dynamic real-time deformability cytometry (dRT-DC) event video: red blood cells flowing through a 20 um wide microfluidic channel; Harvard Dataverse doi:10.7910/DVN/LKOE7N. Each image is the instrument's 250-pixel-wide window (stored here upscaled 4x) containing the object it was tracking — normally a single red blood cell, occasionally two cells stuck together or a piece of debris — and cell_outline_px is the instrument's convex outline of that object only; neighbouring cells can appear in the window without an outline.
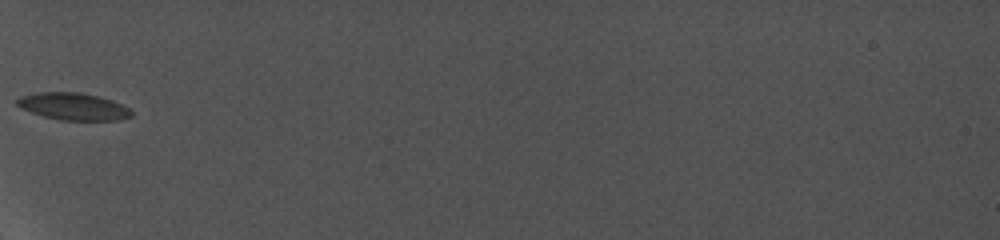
{"species": "common noctule bat (a hibernating species)", "species_latin": "Nyctalus noctula", "temperature_condition": "cold", "stored_images_in_passage": 5, "camera_frame_rate_fps": 5000, "um_per_image_px": 0.085, "animal": {"sex": "female", "body_mass_g": 19.0, "forearm_length_mm": 56.7}, "frame": {"image": 1, "passage_image": 1, "time_ms": 0.0, "image_size_px": [1000, 240], "cell_outline_px": [[132, 116], [120, 120], [60, 120], [44, 116], [20, 108], [16, 104], [16, 100], [20, 96], [40, 92], [80, 92], [112, 100], [128, 108], [132, 112]], "centroid_in_image_um": [6.21, 9.05], "position_along_channel_um": 78.8, "area_um2": 17.98}}
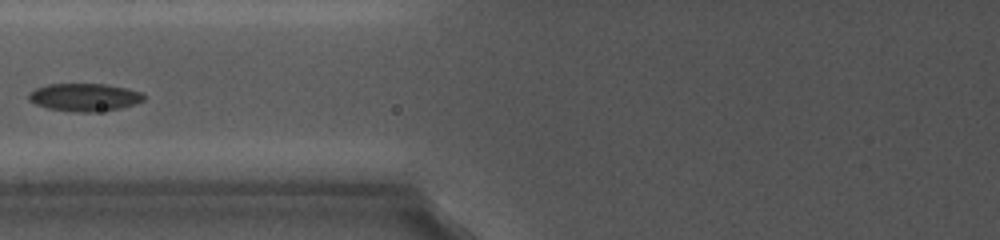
{"frame": {"image": 2, "passage_image": 2, "time_ms": 1.2, "image_size_px": [1000, 240], "cell_outline_px": [[144, 100], [120, 108], [92, 112], [72, 112], [48, 108], [36, 104], [28, 100], [28, 92], [36, 88], [48, 84], [104, 84], [124, 88], [140, 92], [144, 96]], "centroid_in_image_um": [7.11, 8.27], "position_along_channel_um": 118.7, "area_um2": 18.44}}